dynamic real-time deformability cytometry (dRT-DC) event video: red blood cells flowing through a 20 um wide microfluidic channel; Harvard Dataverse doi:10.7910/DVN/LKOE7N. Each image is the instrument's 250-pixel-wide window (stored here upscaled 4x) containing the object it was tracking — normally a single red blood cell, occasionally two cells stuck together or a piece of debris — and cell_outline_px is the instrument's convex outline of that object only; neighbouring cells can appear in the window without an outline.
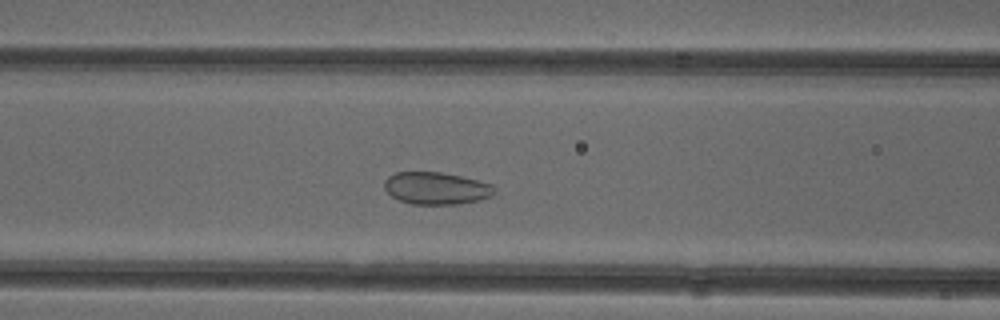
{"species": "common noctule bat (a hibernating species)", "species_latin": "Nyctalus noctula", "temperature_condition": "cold", "stored_images_in_passage": 48, "camera_frame_rate_fps": 3000, "um_per_image_px": 0.085, "animal": {"sex": "female"}, "frame": {"image": 1, "passage_image": 17, "time_ms": 5.333, "image_size_px": [1000, 320], "cell_outline_px": [[496, 192], [492, 196], [480, 200], [460, 204], [412, 204], [400, 200], [392, 196], [384, 188], [384, 180], [388, 176], [396, 172], [440, 172], [460, 176], [492, 184], [496, 188]], "centroid_in_image_um": [37.1, 16.0], "position_along_channel_um": 129.5, "area_um2": 20.75}}
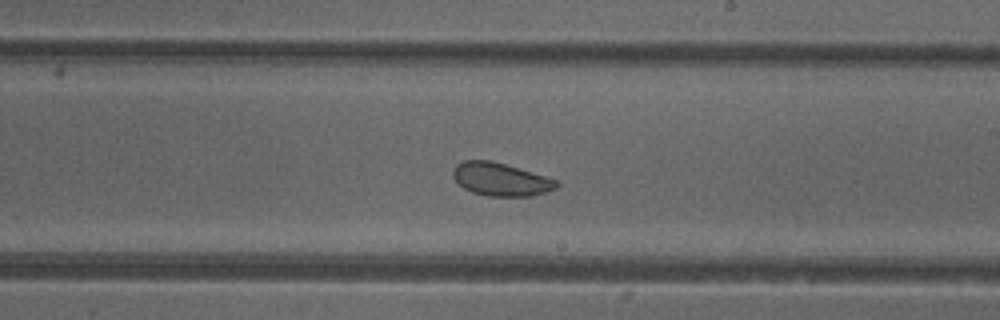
{"frame": {"image": 2, "passage_image": 26, "time_ms": 8.333, "image_size_px": [1000, 320], "cell_outline_px": [[560, 184], [556, 188], [532, 196], [488, 196], [472, 192], [464, 188], [452, 176], [452, 172], [456, 164], [464, 160], [492, 160], [544, 176], [556, 180]], "centroid_in_image_um": [42.53, 15.24], "position_along_channel_um": 246.5, "area_um2": 19.77}}
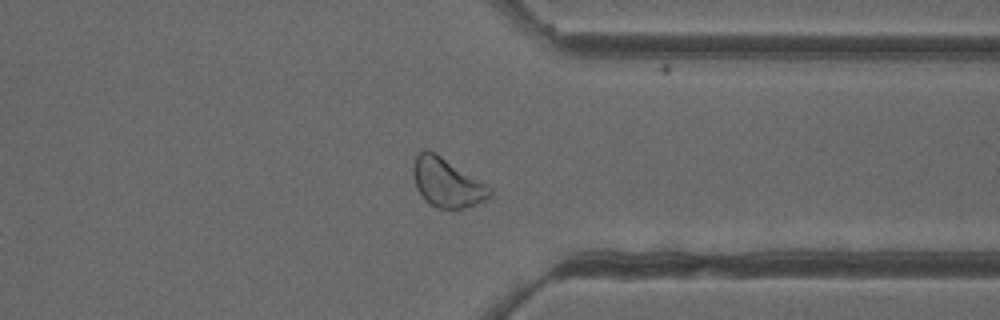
{"frame": {"image": 3, "passage_image": 36, "time_ms": 11.667, "image_size_px": [1000, 320], "cell_outline_px": [[492, 196], [476, 204], [464, 208], [436, 208], [424, 200], [416, 188], [412, 172], [412, 168], [416, 156], [424, 148], [428, 148], [436, 152], [488, 184], [492, 188]], "centroid_in_image_um": [37.99, 15.5], "position_along_channel_um": 373.4, "area_um2": 22.25}, "authors_computed_cell_mechanics": {"area_um2": 22.5709, "velocity_mm_per_s": 3.908, "shape_relaxation_time_tau1_ms": null, "shape_relaxation_time_tau2_ms": 1.429, "deformation_change_tau1": null, "deformation_change_tau2": 0.065}}